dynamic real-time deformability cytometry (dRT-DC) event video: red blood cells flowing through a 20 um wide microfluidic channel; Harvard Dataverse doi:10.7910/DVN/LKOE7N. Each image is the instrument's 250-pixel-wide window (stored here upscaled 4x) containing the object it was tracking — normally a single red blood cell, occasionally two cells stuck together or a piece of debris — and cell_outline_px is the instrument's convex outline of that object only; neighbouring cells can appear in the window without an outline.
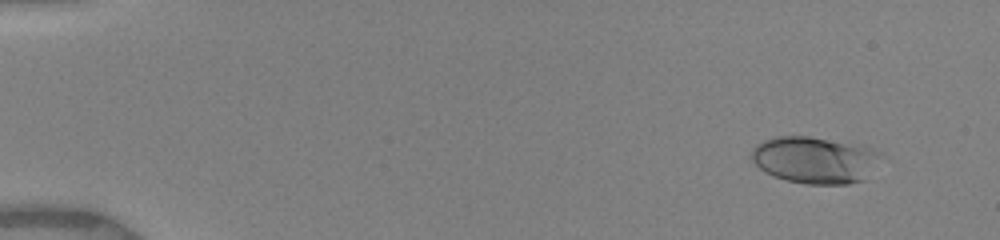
{"species": "human", "species_latin": "Homo sapiens", "temperature_condition": "warm", "stored_images_in_passage": 12, "camera_frame_rate_fps": 3000, "um_per_image_px": 0.085, "donor": {"sex": "female"}, "frame": {"image": 1, "passage_image": 3, "time_ms": 1.333, "image_size_px": [1000, 240], "cell_outline_px": [[884, 156], [864, 180], [848, 184], [804, 184], [772, 176], [764, 172], [752, 160], [752, 148], [756, 144], [764, 140], [776, 136], [808, 136], [864, 144], [880, 152]], "centroid_in_image_um": [69.31, 13.58], "position_along_channel_um": 15.7, "area_um2": 35.84}}
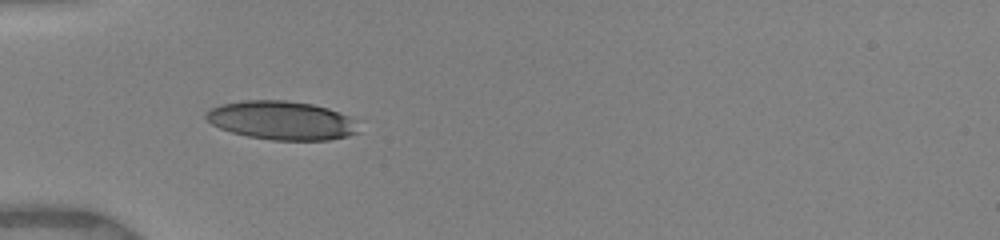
{"frame": {"image": 2, "passage_image": 9, "time_ms": 5.667, "image_size_px": [1000, 240], "cell_outline_px": [[360, 132], [348, 136], [328, 140], [272, 140], [248, 136], [232, 132], [220, 128], [212, 124], [204, 116], [204, 112], [212, 108], [224, 104], [244, 100], [288, 100], [312, 104], [328, 108], [348, 116], [356, 120]], "centroid_in_image_um": [23.97, 10.23], "position_along_channel_um": 61.0, "area_um2": 34.45}}